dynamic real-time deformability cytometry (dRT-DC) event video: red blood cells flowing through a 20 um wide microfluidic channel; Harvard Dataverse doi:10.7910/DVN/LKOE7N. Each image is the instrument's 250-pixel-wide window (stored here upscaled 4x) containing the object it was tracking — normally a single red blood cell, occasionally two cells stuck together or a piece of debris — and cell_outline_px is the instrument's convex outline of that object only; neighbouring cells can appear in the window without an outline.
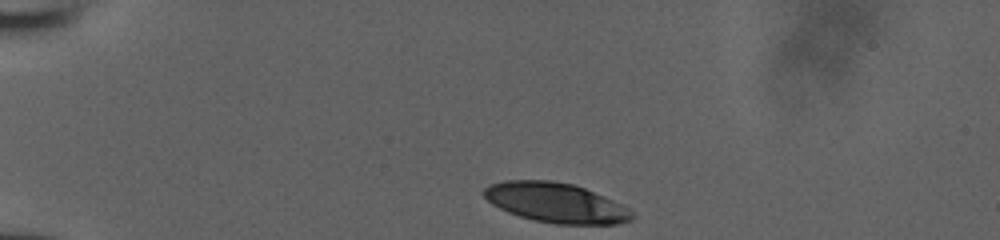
{"species": "human", "species_latin": "Homo sapiens", "temperature_condition": "room temperature", "stored_images_in_passage": 34, "camera_frame_rate_fps": 3000, "um_per_image_px": 0.085, "donor": {"sex": "male"}, "frame": {"image": 1, "passage_image": 1, "time_ms": 0.0, "image_size_px": [1000, 240], "cell_outline_px": [[636, 216], [632, 220], [616, 224], [556, 224], [536, 220], [520, 216], [508, 212], [492, 204], [480, 192], [488, 184], [504, 180], [552, 180], [572, 184], [584, 188], [604, 196], [628, 208]], "centroid_in_image_um": [47.22, 17.22], "position_along_channel_um": 37.8, "area_um2": 34.33}}
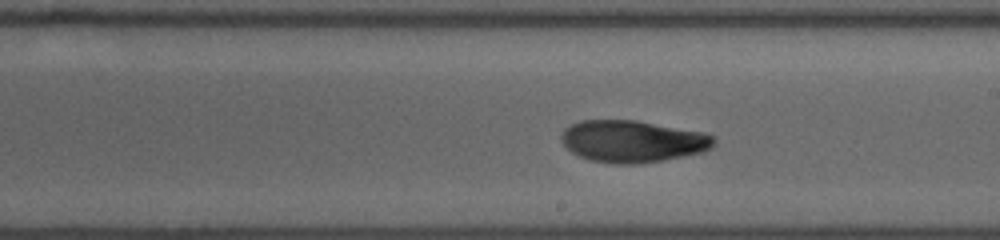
{"frame": {"image": 2, "passage_image": 20, "time_ms": 6.333, "image_size_px": [1000, 240], "cell_outline_px": [[716, 144], [712, 148], [704, 152], [660, 160], [636, 164], [616, 164], [592, 160], [580, 156], [572, 152], [560, 140], [560, 136], [564, 128], [580, 120], [636, 120], [704, 132], [712, 136], [716, 140]], "centroid_in_image_um": [53.78, 12.0], "position_along_channel_um": 235.2, "area_um2": 37.28}}
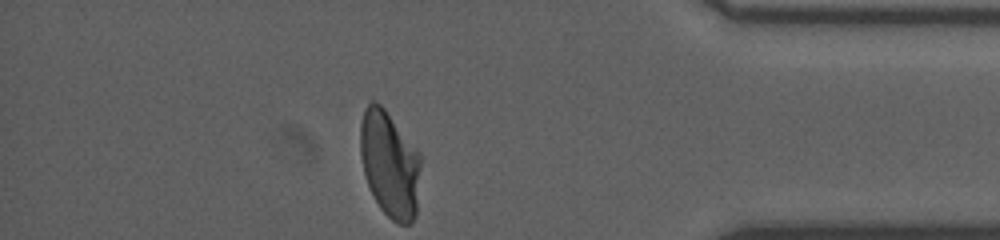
{"frame": {"image": 3, "passage_image": 34, "time_ms": 11.0, "image_size_px": [1000, 240], "cell_outline_px": [[420, 164], [416, 216], [412, 224], [396, 224], [380, 208], [368, 184], [364, 172], [360, 152], [360, 124], [364, 108], [372, 96], [384, 108], [420, 152]], "centroid_in_image_um": [33.12, 13.92], "position_along_channel_um": 402.1, "area_um2": 37.63}}